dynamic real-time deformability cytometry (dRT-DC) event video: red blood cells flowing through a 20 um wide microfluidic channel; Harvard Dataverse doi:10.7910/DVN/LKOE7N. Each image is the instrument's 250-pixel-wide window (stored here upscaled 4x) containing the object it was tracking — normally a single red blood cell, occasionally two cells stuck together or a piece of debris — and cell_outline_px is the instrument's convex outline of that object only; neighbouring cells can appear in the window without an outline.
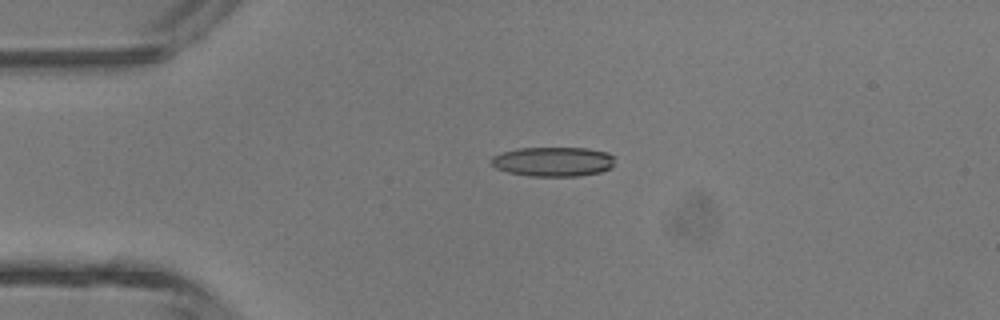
{"species": "common noctule bat (a hibernating species)", "species_latin": "Nyctalus noctula", "temperature_condition": "room temperature", "stored_images_in_passage": 5, "camera_frame_rate_fps": 3000, "um_per_image_px": 0.085, "animal": {"sex": "male", "body_mass_g": 13.3}, "frame": {"image": 1, "passage_image": 3, "time_ms": 2.333, "image_size_px": [1000, 320], "cell_outline_px": [[612, 168], [600, 172], [576, 176], [528, 176], [508, 172], [496, 168], [492, 164], [492, 156], [500, 152], [516, 148], [588, 148], [608, 152], [612, 156]], "centroid_in_image_um": [46.99, 13.73], "position_along_channel_um": 38.0, "area_um2": 21.27}}
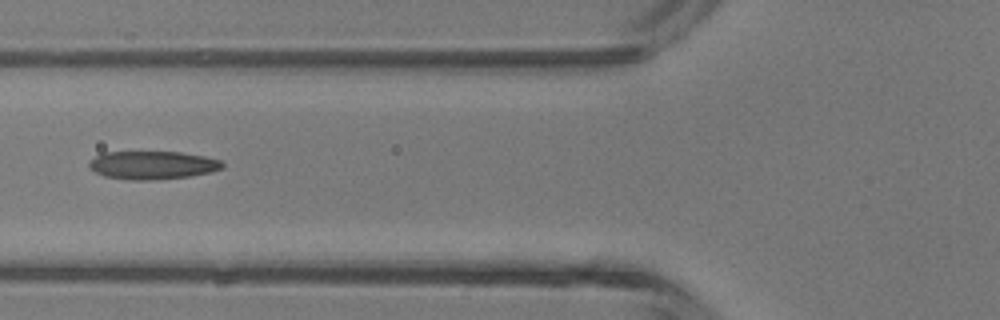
{"frame": {"image": 2, "passage_image": 5, "time_ms": 4.667, "image_size_px": [1000, 320], "cell_outline_px": [[224, 168], [208, 172], [188, 176], [152, 180], [128, 180], [104, 176], [88, 168], [88, 164], [96, 156], [104, 152], [180, 152], [204, 156], [220, 160], [224, 164]], "centroid_in_image_um": [12.94, 14.03], "position_along_channel_um": 112.9, "area_um2": 21.79}}